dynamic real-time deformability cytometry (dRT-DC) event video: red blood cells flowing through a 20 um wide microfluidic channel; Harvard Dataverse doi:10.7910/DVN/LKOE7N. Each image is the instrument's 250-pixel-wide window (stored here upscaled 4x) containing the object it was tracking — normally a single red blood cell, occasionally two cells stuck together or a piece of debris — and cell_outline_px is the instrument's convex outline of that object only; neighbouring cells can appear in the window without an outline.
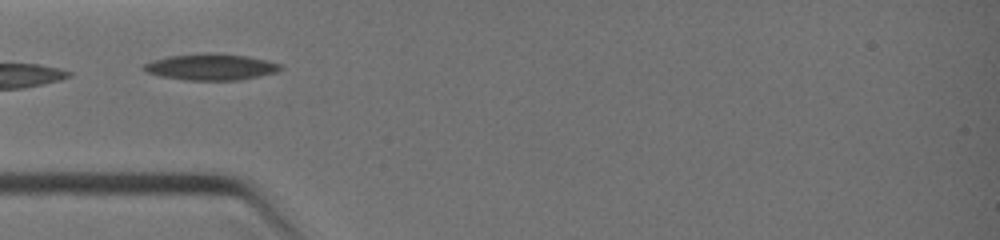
{"species": "common noctule bat (a hibernating species)", "species_latin": "Nyctalus noctula", "temperature_condition": "warm", "stored_images_in_passage": 4, "camera_frame_rate_fps": 3000, "um_per_image_px": 0.085, "animal": {"sex": "female", "body_mass_g": 19.0, "forearm_length_mm": 51.5}, "frame": {"image": 1, "passage_image": 1, "time_ms": 0.0, "image_size_px": [1000, 240], "cell_outline_px": [[284, 68], [276, 72], [240, 80], [184, 80], [160, 76], [144, 72], [140, 68], [144, 64], [152, 60], [168, 56], [208, 52], [216, 52], [248, 56], [268, 60], [280, 64]], "centroid_in_image_um": [17.9, 5.68], "position_along_channel_um": 67.1, "area_um2": 21.33}}
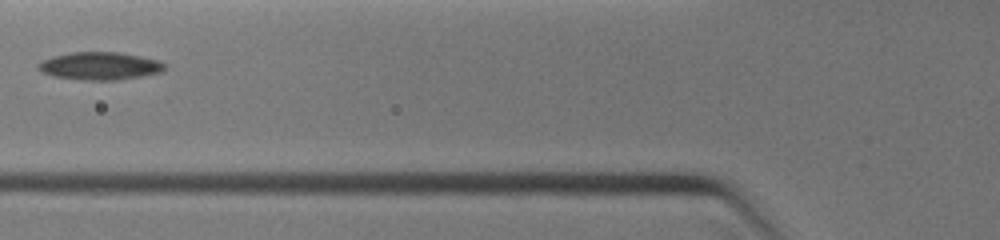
{"frame": {"image": 2, "passage_image": 3, "time_ms": 1.0, "image_size_px": [1000, 240], "cell_outline_px": [[164, 68], [160, 72], [120, 80], [84, 80], [52, 76], [36, 68], [36, 64], [40, 60], [52, 56], [72, 52], [120, 52], [160, 60], [164, 64]], "centroid_in_image_um": [8.44, 5.6], "position_along_channel_um": 117.4, "area_um2": 20.52}}